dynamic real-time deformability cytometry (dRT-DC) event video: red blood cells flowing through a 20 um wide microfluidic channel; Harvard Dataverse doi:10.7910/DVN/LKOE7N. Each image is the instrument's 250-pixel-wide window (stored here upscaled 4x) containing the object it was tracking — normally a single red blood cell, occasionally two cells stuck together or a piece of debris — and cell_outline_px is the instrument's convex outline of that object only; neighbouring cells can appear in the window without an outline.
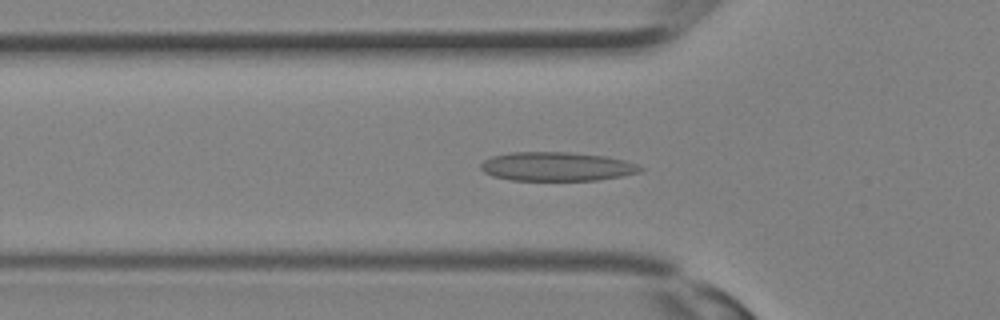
{"species": "Egyptian fruit bat (a non-hibernating species)", "species_latin": "Rousettus aegyptiacus", "temperature_condition": "room temperature", "stored_images_in_passage": 8, "camera_frame_rate_fps": 3000, "um_per_image_px": 0.085, "animal": {"sex": "female"}, "frame": {"image": 1, "passage_image": 7, "time_ms": 2.0, "image_size_px": [1000, 320], "cell_outline_px": [[644, 168], [640, 172], [624, 176], [596, 180], [508, 180], [492, 176], [484, 172], [480, 168], [480, 164], [484, 160], [492, 156], [512, 152], [568, 152], [604, 156], [624, 160], [636, 164]], "centroid_in_image_um": [47.31, 14.16], "position_along_channel_um": 78.5, "area_um2": 26.93}}